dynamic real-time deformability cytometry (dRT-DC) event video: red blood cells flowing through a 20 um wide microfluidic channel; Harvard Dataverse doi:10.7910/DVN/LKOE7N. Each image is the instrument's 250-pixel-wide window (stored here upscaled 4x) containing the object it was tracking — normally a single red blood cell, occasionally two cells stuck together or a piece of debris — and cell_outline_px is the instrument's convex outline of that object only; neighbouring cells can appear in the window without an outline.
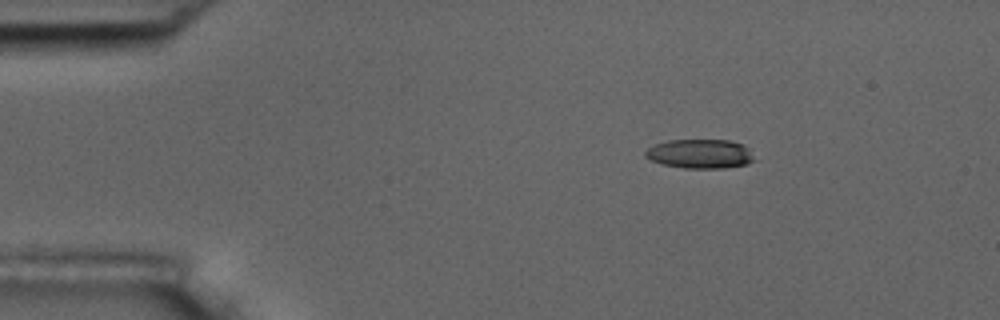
{"species": "common noctule bat (a hibernating species)", "species_latin": "Nyctalus noctula", "temperature_condition": "room temperature", "stored_images_in_passage": 3, "camera_frame_rate_fps": 3000, "um_per_image_px": 0.085, "animal": {"sex": "male", "body_mass_g": 17.5, "forearm_length_mm": 52.3}, "frame": {"image": 1, "passage_image": 1, "time_ms": 0.0, "image_size_px": [1000, 320], "cell_outline_px": [[756, 160], [748, 164], [724, 168], [684, 168], [664, 164], [652, 160], [644, 156], [644, 152], [648, 148], [656, 144], [668, 140], [732, 140], [744, 144], [748, 148]], "centroid_in_image_um": [59.55, 13.07], "position_along_channel_um": 25.5, "area_um2": 18.61}}